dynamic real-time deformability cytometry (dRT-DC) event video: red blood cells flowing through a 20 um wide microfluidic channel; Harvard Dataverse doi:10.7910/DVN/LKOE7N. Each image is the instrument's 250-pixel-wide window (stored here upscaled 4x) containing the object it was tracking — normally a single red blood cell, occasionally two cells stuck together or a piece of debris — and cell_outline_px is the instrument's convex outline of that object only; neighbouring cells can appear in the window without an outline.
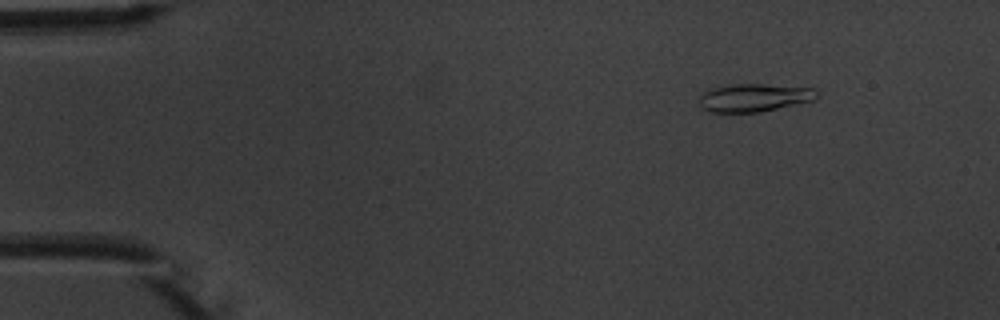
{"species": "common noctule bat (a hibernating species)", "species_latin": "Nyctalus noctula", "temperature_condition": "warm", "stored_images_in_passage": 8, "camera_frame_rate_fps": 3000, "um_per_image_px": 0.085, "animal": {"sex": "male", "body_mass_g": 20.1, "forearm_length_mm": 53.5}, "frame": {"image": 1, "passage_image": 2, "time_ms": 1.333, "image_size_px": [1000, 320], "cell_outline_px": [[820, 96], [816, 100], [760, 112], [708, 112], [700, 108], [700, 96], [708, 88], [728, 84], [764, 84], [816, 88], [820, 92]], "centroid_in_image_um": [64.14, 8.29], "position_along_channel_um": 20.9, "area_um2": 19.65}}
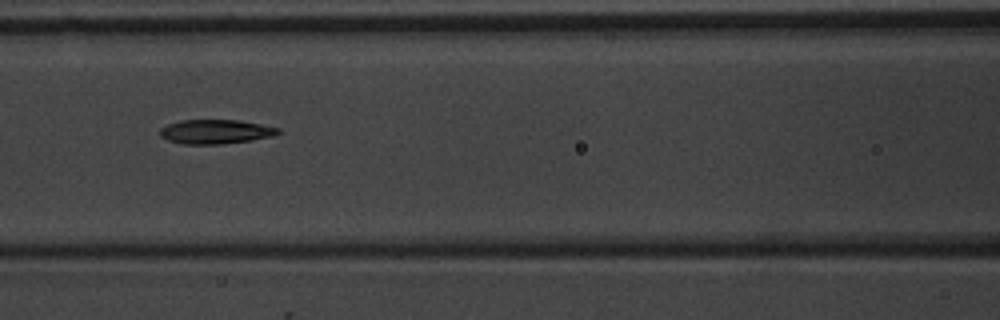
{"frame": {"image": 2, "passage_image": 7, "time_ms": 7.0, "image_size_px": [1000, 320], "cell_outline_px": [[280, 132], [272, 136], [252, 140], [224, 144], [184, 144], [168, 140], [160, 136], [160, 128], [168, 124], [180, 120], [240, 120], [280, 128]], "centroid_in_image_um": [18.32, 11.19], "position_along_channel_um": 148.3, "area_um2": 16.7}}
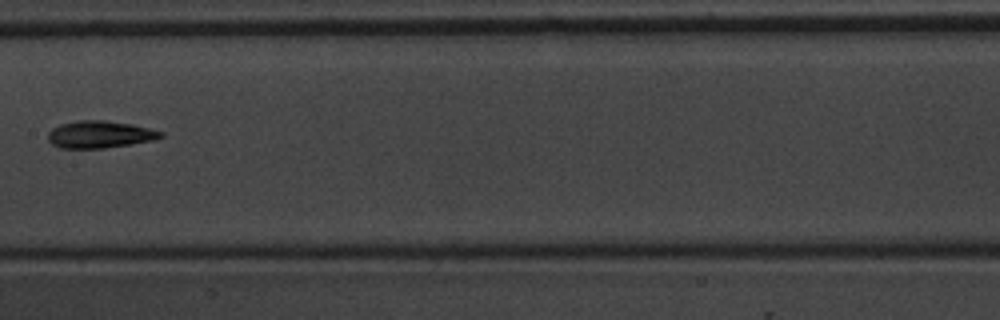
{"frame": {"image": 3, "passage_image": 8, "time_ms": 8.333, "image_size_px": [1000, 320], "cell_outline_px": [[164, 136], [152, 140], [104, 148], [60, 148], [52, 144], [48, 140], [48, 132], [52, 128], [60, 124], [80, 120], [104, 120], [132, 124], [164, 132]], "centroid_in_image_um": [8.46, 11.42], "position_along_channel_um": 198.9, "area_um2": 17.74}}